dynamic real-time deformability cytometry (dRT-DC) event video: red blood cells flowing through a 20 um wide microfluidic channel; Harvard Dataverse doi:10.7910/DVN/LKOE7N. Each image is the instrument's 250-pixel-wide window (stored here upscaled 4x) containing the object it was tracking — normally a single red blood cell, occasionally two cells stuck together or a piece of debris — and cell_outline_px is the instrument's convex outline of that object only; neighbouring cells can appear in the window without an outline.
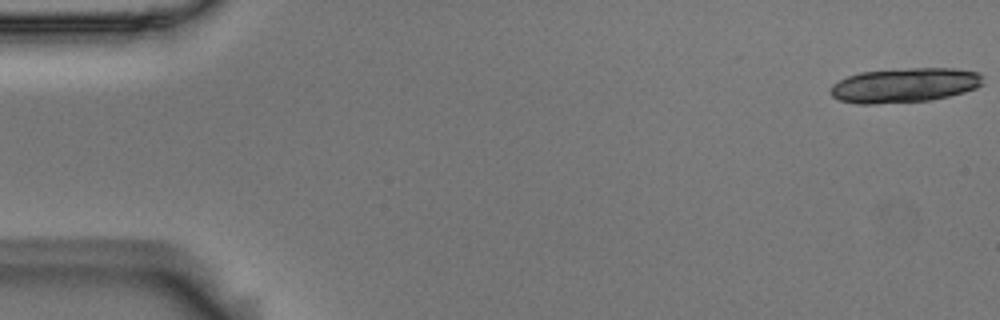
{"species": "Egyptian fruit bat (a non-hibernating species)", "species_latin": "Rousettus aegyptiacus", "temperature_condition": "room temperature", "stored_images_in_passage": 18, "camera_frame_rate_fps": 3000, "um_per_image_px": 0.085, "animal": {"sex": "male"}, "frame": {"image": 1, "passage_image": 1, "time_ms": 0.0, "image_size_px": [1000, 320], "cell_outline_px": [[984, 84], [976, 88], [964, 92], [932, 100], [876, 104], [860, 104], [840, 100], [832, 96], [828, 92], [832, 84], [848, 76], [860, 72], [908, 68], [956, 68], [980, 72], [984, 76]], "centroid_in_image_um": [76.92, 7.24], "position_along_channel_um": 8.1, "area_um2": 31.04}}